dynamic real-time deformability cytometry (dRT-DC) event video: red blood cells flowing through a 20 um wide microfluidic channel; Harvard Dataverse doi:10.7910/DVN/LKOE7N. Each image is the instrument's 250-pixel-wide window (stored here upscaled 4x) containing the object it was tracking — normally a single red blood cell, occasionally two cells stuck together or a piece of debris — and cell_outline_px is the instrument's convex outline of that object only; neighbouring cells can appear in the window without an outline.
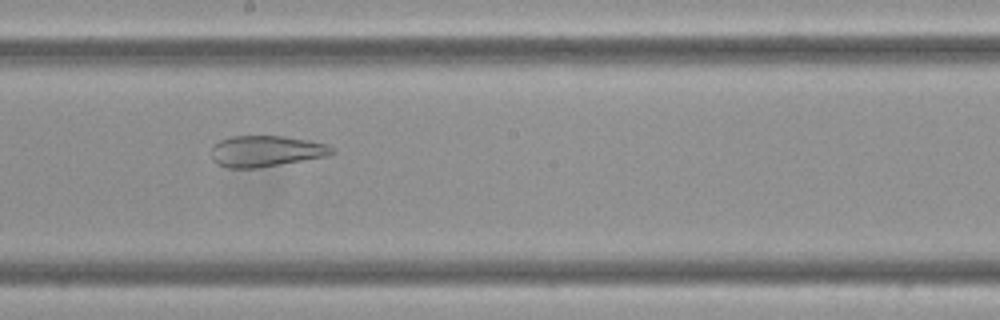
{"species": "Egyptian fruit bat (a non-hibernating species)", "species_latin": "Rousettus aegyptiacus", "temperature_condition": "cold", "stored_images_in_passage": 12, "camera_frame_rate_fps": 3000, "um_per_image_px": 0.085, "frame": {"image": 1, "passage_image": 9, "time_ms": 2.667, "image_size_px": [1000, 320], "cell_outline_px": [[336, 152], [328, 156], [256, 168], [228, 168], [216, 164], [212, 160], [212, 144], [228, 136], [284, 136], [308, 140], [328, 144]], "centroid_in_image_um": [22.58, 12.84], "position_along_channel_um": 225.6, "area_um2": 22.02}}